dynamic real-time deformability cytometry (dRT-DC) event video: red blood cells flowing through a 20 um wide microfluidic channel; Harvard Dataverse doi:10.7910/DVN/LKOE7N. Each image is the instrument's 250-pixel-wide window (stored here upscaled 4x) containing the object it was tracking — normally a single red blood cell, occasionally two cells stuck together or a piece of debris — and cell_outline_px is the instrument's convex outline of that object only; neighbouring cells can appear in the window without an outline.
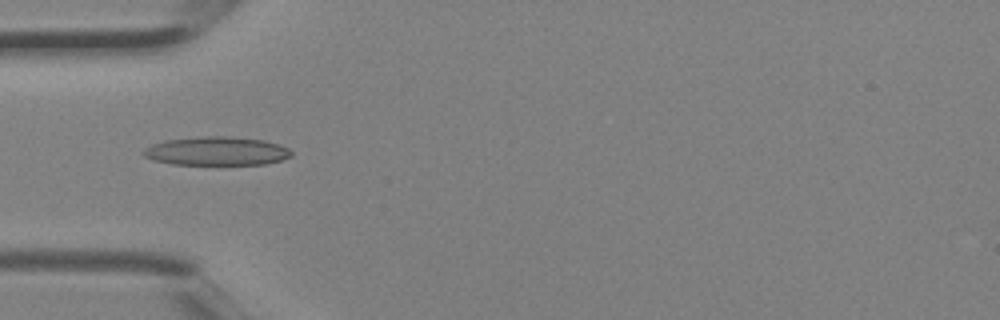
{"species": "Egyptian fruit bat (a non-hibernating species)", "species_latin": "Rousettus aegyptiacus", "temperature_condition": "room temperature", "stored_images_in_passage": 4, "camera_frame_rate_fps": 3000, "um_per_image_px": 0.085, "animal": {"sex": "female"}, "frame": {"image": 1, "passage_image": 4, "time_ms": 1.0, "image_size_px": [1000, 320], "cell_outline_px": [[292, 156], [280, 160], [264, 164], [172, 164], [156, 160], [144, 156], [140, 152], [144, 148], [152, 144], [164, 140], [204, 136], [228, 136], [264, 140], [280, 144], [288, 148], [292, 152]], "centroid_in_image_um": [18.41, 12.83], "position_along_channel_um": 66.6, "area_um2": 24.68}}